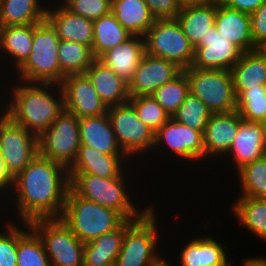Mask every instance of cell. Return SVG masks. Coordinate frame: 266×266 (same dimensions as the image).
<instances>
[{
    "label": "cell",
    "mask_w": 266,
    "mask_h": 266,
    "mask_svg": "<svg viewBox=\"0 0 266 266\" xmlns=\"http://www.w3.org/2000/svg\"><path fill=\"white\" fill-rule=\"evenodd\" d=\"M15 206L22 223L37 219L61 218L70 189L68 169L39 153L13 183Z\"/></svg>",
    "instance_id": "6da1fadb"
},
{
    "label": "cell",
    "mask_w": 266,
    "mask_h": 266,
    "mask_svg": "<svg viewBox=\"0 0 266 266\" xmlns=\"http://www.w3.org/2000/svg\"><path fill=\"white\" fill-rule=\"evenodd\" d=\"M24 83L23 81L22 84L13 88V98L9 102V106L5 108V114L15 123L39 137L64 111L63 91L58 85L57 94H59L56 96L52 90L54 83L26 82V85Z\"/></svg>",
    "instance_id": "7a4b0ae2"
},
{
    "label": "cell",
    "mask_w": 266,
    "mask_h": 266,
    "mask_svg": "<svg viewBox=\"0 0 266 266\" xmlns=\"http://www.w3.org/2000/svg\"><path fill=\"white\" fill-rule=\"evenodd\" d=\"M60 219L83 243L118 229L126 221L119 212L82 198L71 188Z\"/></svg>",
    "instance_id": "3957f363"
},
{
    "label": "cell",
    "mask_w": 266,
    "mask_h": 266,
    "mask_svg": "<svg viewBox=\"0 0 266 266\" xmlns=\"http://www.w3.org/2000/svg\"><path fill=\"white\" fill-rule=\"evenodd\" d=\"M60 39L56 29L45 19L35 23L32 48L26 61L17 69L19 79L29 83H61L58 45Z\"/></svg>",
    "instance_id": "277c9868"
},
{
    "label": "cell",
    "mask_w": 266,
    "mask_h": 266,
    "mask_svg": "<svg viewBox=\"0 0 266 266\" xmlns=\"http://www.w3.org/2000/svg\"><path fill=\"white\" fill-rule=\"evenodd\" d=\"M69 176L70 188L78 196L115 210L126 220L139 219L152 206L151 204L138 212L125 190L123 174L120 177L108 179L92 174H69Z\"/></svg>",
    "instance_id": "5b68a950"
},
{
    "label": "cell",
    "mask_w": 266,
    "mask_h": 266,
    "mask_svg": "<svg viewBox=\"0 0 266 266\" xmlns=\"http://www.w3.org/2000/svg\"><path fill=\"white\" fill-rule=\"evenodd\" d=\"M153 207L139 219L127 220V230L115 266H152L163 258L156 251L159 236Z\"/></svg>",
    "instance_id": "8992f818"
},
{
    "label": "cell",
    "mask_w": 266,
    "mask_h": 266,
    "mask_svg": "<svg viewBox=\"0 0 266 266\" xmlns=\"http://www.w3.org/2000/svg\"><path fill=\"white\" fill-rule=\"evenodd\" d=\"M190 84V93L199 98L212 113H229L237 108L231 72L228 70L183 69Z\"/></svg>",
    "instance_id": "52a82bcc"
},
{
    "label": "cell",
    "mask_w": 266,
    "mask_h": 266,
    "mask_svg": "<svg viewBox=\"0 0 266 266\" xmlns=\"http://www.w3.org/2000/svg\"><path fill=\"white\" fill-rule=\"evenodd\" d=\"M30 226L43 241L51 266H83L85 243L60 219H37Z\"/></svg>",
    "instance_id": "ba28073f"
},
{
    "label": "cell",
    "mask_w": 266,
    "mask_h": 266,
    "mask_svg": "<svg viewBox=\"0 0 266 266\" xmlns=\"http://www.w3.org/2000/svg\"><path fill=\"white\" fill-rule=\"evenodd\" d=\"M146 53L176 63L186 69L194 60V46L176 19H158L145 36Z\"/></svg>",
    "instance_id": "9c48e42d"
},
{
    "label": "cell",
    "mask_w": 266,
    "mask_h": 266,
    "mask_svg": "<svg viewBox=\"0 0 266 266\" xmlns=\"http://www.w3.org/2000/svg\"><path fill=\"white\" fill-rule=\"evenodd\" d=\"M80 145L79 118L66 110L38 137L39 154L67 169L75 162Z\"/></svg>",
    "instance_id": "30bf717a"
},
{
    "label": "cell",
    "mask_w": 266,
    "mask_h": 266,
    "mask_svg": "<svg viewBox=\"0 0 266 266\" xmlns=\"http://www.w3.org/2000/svg\"><path fill=\"white\" fill-rule=\"evenodd\" d=\"M0 119V156L14 179L39 153L38 137L5 114Z\"/></svg>",
    "instance_id": "8fae6325"
},
{
    "label": "cell",
    "mask_w": 266,
    "mask_h": 266,
    "mask_svg": "<svg viewBox=\"0 0 266 266\" xmlns=\"http://www.w3.org/2000/svg\"><path fill=\"white\" fill-rule=\"evenodd\" d=\"M107 115L122 151L128 156L153 149L155 132L138 117L133 105L128 101L108 107Z\"/></svg>",
    "instance_id": "7c38bea8"
},
{
    "label": "cell",
    "mask_w": 266,
    "mask_h": 266,
    "mask_svg": "<svg viewBox=\"0 0 266 266\" xmlns=\"http://www.w3.org/2000/svg\"><path fill=\"white\" fill-rule=\"evenodd\" d=\"M194 60L191 67L198 69L228 70L241 58L243 52L216 27L194 47Z\"/></svg>",
    "instance_id": "4fadbf2b"
},
{
    "label": "cell",
    "mask_w": 266,
    "mask_h": 266,
    "mask_svg": "<svg viewBox=\"0 0 266 266\" xmlns=\"http://www.w3.org/2000/svg\"><path fill=\"white\" fill-rule=\"evenodd\" d=\"M60 86L64 95V110L75 114L79 119L107 113L108 107L86 74L68 75Z\"/></svg>",
    "instance_id": "5bb4252c"
},
{
    "label": "cell",
    "mask_w": 266,
    "mask_h": 266,
    "mask_svg": "<svg viewBox=\"0 0 266 266\" xmlns=\"http://www.w3.org/2000/svg\"><path fill=\"white\" fill-rule=\"evenodd\" d=\"M183 71L176 63L145 53L128 83L130 97L152 95Z\"/></svg>",
    "instance_id": "9a60e30c"
},
{
    "label": "cell",
    "mask_w": 266,
    "mask_h": 266,
    "mask_svg": "<svg viewBox=\"0 0 266 266\" xmlns=\"http://www.w3.org/2000/svg\"><path fill=\"white\" fill-rule=\"evenodd\" d=\"M160 144L168 145L172 153L187 160L204 158L203 134L172 117L155 132L153 149Z\"/></svg>",
    "instance_id": "2e32d148"
},
{
    "label": "cell",
    "mask_w": 266,
    "mask_h": 266,
    "mask_svg": "<svg viewBox=\"0 0 266 266\" xmlns=\"http://www.w3.org/2000/svg\"><path fill=\"white\" fill-rule=\"evenodd\" d=\"M242 118L237 110L229 113H212L203 133L204 158L229 151Z\"/></svg>",
    "instance_id": "e0dca14e"
},
{
    "label": "cell",
    "mask_w": 266,
    "mask_h": 266,
    "mask_svg": "<svg viewBox=\"0 0 266 266\" xmlns=\"http://www.w3.org/2000/svg\"><path fill=\"white\" fill-rule=\"evenodd\" d=\"M126 154H104L94 148L81 144L77 158L68 169L69 174H92L100 178L120 177L124 172L121 162ZM123 172V173H122Z\"/></svg>",
    "instance_id": "ac0fdd59"
},
{
    "label": "cell",
    "mask_w": 266,
    "mask_h": 266,
    "mask_svg": "<svg viewBox=\"0 0 266 266\" xmlns=\"http://www.w3.org/2000/svg\"><path fill=\"white\" fill-rule=\"evenodd\" d=\"M250 26L249 14L229 8L220 1H216L215 27L243 53L257 49L252 40Z\"/></svg>",
    "instance_id": "d6986e66"
},
{
    "label": "cell",
    "mask_w": 266,
    "mask_h": 266,
    "mask_svg": "<svg viewBox=\"0 0 266 266\" xmlns=\"http://www.w3.org/2000/svg\"><path fill=\"white\" fill-rule=\"evenodd\" d=\"M145 53L144 37L131 36L125 42L104 52L98 60L129 83Z\"/></svg>",
    "instance_id": "ffe728a7"
},
{
    "label": "cell",
    "mask_w": 266,
    "mask_h": 266,
    "mask_svg": "<svg viewBox=\"0 0 266 266\" xmlns=\"http://www.w3.org/2000/svg\"><path fill=\"white\" fill-rule=\"evenodd\" d=\"M226 154L233 156L232 159L234 160V165L237 166L235 167L237 171L244 165L264 157L266 150L262 123L242 119L239 130Z\"/></svg>",
    "instance_id": "44dd1931"
},
{
    "label": "cell",
    "mask_w": 266,
    "mask_h": 266,
    "mask_svg": "<svg viewBox=\"0 0 266 266\" xmlns=\"http://www.w3.org/2000/svg\"><path fill=\"white\" fill-rule=\"evenodd\" d=\"M46 19L56 29L60 40L88 45L92 48L93 21L67 10L63 5L47 8Z\"/></svg>",
    "instance_id": "7402d4cb"
},
{
    "label": "cell",
    "mask_w": 266,
    "mask_h": 266,
    "mask_svg": "<svg viewBox=\"0 0 266 266\" xmlns=\"http://www.w3.org/2000/svg\"><path fill=\"white\" fill-rule=\"evenodd\" d=\"M107 107L121 105L129 101L128 83L111 68L95 59L85 73Z\"/></svg>",
    "instance_id": "603a6c76"
},
{
    "label": "cell",
    "mask_w": 266,
    "mask_h": 266,
    "mask_svg": "<svg viewBox=\"0 0 266 266\" xmlns=\"http://www.w3.org/2000/svg\"><path fill=\"white\" fill-rule=\"evenodd\" d=\"M81 144L104 154H125L120 148L106 114L79 119Z\"/></svg>",
    "instance_id": "cb8c5ba5"
},
{
    "label": "cell",
    "mask_w": 266,
    "mask_h": 266,
    "mask_svg": "<svg viewBox=\"0 0 266 266\" xmlns=\"http://www.w3.org/2000/svg\"><path fill=\"white\" fill-rule=\"evenodd\" d=\"M216 1L210 3L183 4L176 20L184 34L195 47L215 27Z\"/></svg>",
    "instance_id": "d4e9b609"
},
{
    "label": "cell",
    "mask_w": 266,
    "mask_h": 266,
    "mask_svg": "<svg viewBox=\"0 0 266 266\" xmlns=\"http://www.w3.org/2000/svg\"><path fill=\"white\" fill-rule=\"evenodd\" d=\"M111 12L132 36L144 37L157 20L144 0H112Z\"/></svg>",
    "instance_id": "484cf974"
},
{
    "label": "cell",
    "mask_w": 266,
    "mask_h": 266,
    "mask_svg": "<svg viewBox=\"0 0 266 266\" xmlns=\"http://www.w3.org/2000/svg\"><path fill=\"white\" fill-rule=\"evenodd\" d=\"M211 236L191 240L180 254L181 266H229L224 245Z\"/></svg>",
    "instance_id": "4316f807"
},
{
    "label": "cell",
    "mask_w": 266,
    "mask_h": 266,
    "mask_svg": "<svg viewBox=\"0 0 266 266\" xmlns=\"http://www.w3.org/2000/svg\"><path fill=\"white\" fill-rule=\"evenodd\" d=\"M127 220L116 230L85 243L83 266H112L116 264Z\"/></svg>",
    "instance_id": "83f0119b"
},
{
    "label": "cell",
    "mask_w": 266,
    "mask_h": 266,
    "mask_svg": "<svg viewBox=\"0 0 266 266\" xmlns=\"http://www.w3.org/2000/svg\"><path fill=\"white\" fill-rule=\"evenodd\" d=\"M230 72L234 91L266 86V58L258 49L244 52Z\"/></svg>",
    "instance_id": "f1b7e54d"
},
{
    "label": "cell",
    "mask_w": 266,
    "mask_h": 266,
    "mask_svg": "<svg viewBox=\"0 0 266 266\" xmlns=\"http://www.w3.org/2000/svg\"><path fill=\"white\" fill-rule=\"evenodd\" d=\"M132 35L117 21L112 12L93 21L92 52L98 59L104 52L125 42Z\"/></svg>",
    "instance_id": "f546056e"
},
{
    "label": "cell",
    "mask_w": 266,
    "mask_h": 266,
    "mask_svg": "<svg viewBox=\"0 0 266 266\" xmlns=\"http://www.w3.org/2000/svg\"><path fill=\"white\" fill-rule=\"evenodd\" d=\"M39 0H0L3 27L40 23L46 19L47 8Z\"/></svg>",
    "instance_id": "4dcf8cb0"
},
{
    "label": "cell",
    "mask_w": 266,
    "mask_h": 266,
    "mask_svg": "<svg viewBox=\"0 0 266 266\" xmlns=\"http://www.w3.org/2000/svg\"><path fill=\"white\" fill-rule=\"evenodd\" d=\"M61 82L68 75L85 74L95 57L90 46L60 40L58 45Z\"/></svg>",
    "instance_id": "1f68e13d"
},
{
    "label": "cell",
    "mask_w": 266,
    "mask_h": 266,
    "mask_svg": "<svg viewBox=\"0 0 266 266\" xmlns=\"http://www.w3.org/2000/svg\"><path fill=\"white\" fill-rule=\"evenodd\" d=\"M35 23L29 25L6 26L2 28L1 49L14 59L18 69L28 58L32 48Z\"/></svg>",
    "instance_id": "d6a6232c"
},
{
    "label": "cell",
    "mask_w": 266,
    "mask_h": 266,
    "mask_svg": "<svg viewBox=\"0 0 266 266\" xmlns=\"http://www.w3.org/2000/svg\"><path fill=\"white\" fill-rule=\"evenodd\" d=\"M23 224L28 230L17 228V266H51L40 236L29 223Z\"/></svg>",
    "instance_id": "836d02e7"
},
{
    "label": "cell",
    "mask_w": 266,
    "mask_h": 266,
    "mask_svg": "<svg viewBox=\"0 0 266 266\" xmlns=\"http://www.w3.org/2000/svg\"><path fill=\"white\" fill-rule=\"evenodd\" d=\"M236 201L232 209L238 221L266 241V199L241 196Z\"/></svg>",
    "instance_id": "e575fe53"
},
{
    "label": "cell",
    "mask_w": 266,
    "mask_h": 266,
    "mask_svg": "<svg viewBox=\"0 0 266 266\" xmlns=\"http://www.w3.org/2000/svg\"><path fill=\"white\" fill-rule=\"evenodd\" d=\"M190 93V84L187 75L182 71L171 82L155 90L152 96L172 117Z\"/></svg>",
    "instance_id": "d590c367"
},
{
    "label": "cell",
    "mask_w": 266,
    "mask_h": 266,
    "mask_svg": "<svg viewBox=\"0 0 266 266\" xmlns=\"http://www.w3.org/2000/svg\"><path fill=\"white\" fill-rule=\"evenodd\" d=\"M242 195L266 199V155L241 167L238 171Z\"/></svg>",
    "instance_id": "8d00e7d4"
},
{
    "label": "cell",
    "mask_w": 266,
    "mask_h": 266,
    "mask_svg": "<svg viewBox=\"0 0 266 266\" xmlns=\"http://www.w3.org/2000/svg\"><path fill=\"white\" fill-rule=\"evenodd\" d=\"M237 108L240 117L250 122L263 123L266 121V86L235 91Z\"/></svg>",
    "instance_id": "74e56055"
},
{
    "label": "cell",
    "mask_w": 266,
    "mask_h": 266,
    "mask_svg": "<svg viewBox=\"0 0 266 266\" xmlns=\"http://www.w3.org/2000/svg\"><path fill=\"white\" fill-rule=\"evenodd\" d=\"M211 115L212 112L208 107L195 95L189 93L172 118L203 134Z\"/></svg>",
    "instance_id": "f35d334b"
},
{
    "label": "cell",
    "mask_w": 266,
    "mask_h": 266,
    "mask_svg": "<svg viewBox=\"0 0 266 266\" xmlns=\"http://www.w3.org/2000/svg\"><path fill=\"white\" fill-rule=\"evenodd\" d=\"M139 119L156 132L171 117L152 95L130 97Z\"/></svg>",
    "instance_id": "ab89813d"
},
{
    "label": "cell",
    "mask_w": 266,
    "mask_h": 266,
    "mask_svg": "<svg viewBox=\"0 0 266 266\" xmlns=\"http://www.w3.org/2000/svg\"><path fill=\"white\" fill-rule=\"evenodd\" d=\"M62 5L67 10L94 21L111 12L112 0H65Z\"/></svg>",
    "instance_id": "60d3db41"
},
{
    "label": "cell",
    "mask_w": 266,
    "mask_h": 266,
    "mask_svg": "<svg viewBox=\"0 0 266 266\" xmlns=\"http://www.w3.org/2000/svg\"><path fill=\"white\" fill-rule=\"evenodd\" d=\"M5 227L9 232L0 233V266H17V227L13 223Z\"/></svg>",
    "instance_id": "b9f144b4"
},
{
    "label": "cell",
    "mask_w": 266,
    "mask_h": 266,
    "mask_svg": "<svg viewBox=\"0 0 266 266\" xmlns=\"http://www.w3.org/2000/svg\"><path fill=\"white\" fill-rule=\"evenodd\" d=\"M151 13L158 19H176L181 11V0H144Z\"/></svg>",
    "instance_id": "7bdbcfd3"
},
{
    "label": "cell",
    "mask_w": 266,
    "mask_h": 266,
    "mask_svg": "<svg viewBox=\"0 0 266 266\" xmlns=\"http://www.w3.org/2000/svg\"><path fill=\"white\" fill-rule=\"evenodd\" d=\"M250 25L253 43L259 47L266 41V0L250 15Z\"/></svg>",
    "instance_id": "ee69618b"
},
{
    "label": "cell",
    "mask_w": 266,
    "mask_h": 266,
    "mask_svg": "<svg viewBox=\"0 0 266 266\" xmlns=\"http://www.w3.org/2000/svg\"><path fill=\"white\" fill-rule=\"evenodd\" d=\"M225 6L251 15L265 0H219Z\"/></svg>",
    "instance_id": "f6af8a7d"
},
{
    "label": "cell",
    "mask_w": 266,
    "mask_h": 266,
    "mask_svg": "<svg viewBox=\"0 0 266 266\" xmlns=\"http://www.w3.org/2000/svg\"><path fill=\"white\" fill-rule=\"evenodd\" d=\"M13 183V178L6 172L5 166H4V160L2 159V157L0 156V192L1 191H5L8 190L7 187L11 186V188L9 187V189L12 190V188L14 189V187H12Z\"/></svg>",
    "instance_id": "bcb514c9"
},
{
    "label": "cell",
    "mask_w": 266,
    "mask_h": 266,
    "mask_svg": "<svg viewBox=\"0 0 266 266\" xmlns=\"http://www.w3.org/2000/svg\"><path fill=\"white\" fill-rule=\"evenodd\" d=\"M243 266H266V257L248 258Z\"/></svg>",
    "instance_id": "7dc6e473"
},
{
    "label": "cell",
    "mask_w": 266,
    "mask_h": 266,
    "mask_svg": "<svg viewBox=\"0 0 266 266\" xmlns=\"http://www.w3.org/2000/svg\"><path fill=\"white\" fill-rule=\"evenodd\" d=\"M183 4L210 3L219 0H181Z\"/></svg>",
    "instance_id": "c3c4849f"
},
{
    "label": "cell",
    "mask_w": 266,
    "mask_h": 266,
    "mask_svg": "<svg viewBox=\"0 0 266 266\" xmlns=\"http://www.w3.org/2000/svg\"><path fill=\"white\" fill-rule=\"evenodd\" d=\"M257 49L266 58V41L263 42L259 47H257Z\"/></svg>",
    "instance_id": "681fc988"
},
{
    "label": "cell",
    "mask_w": 266,
    "mask_h": 266,
    "mask_svg": "<svg viewBox=\"0 0 266 266\" xmlns=\"http://www.w3.org/2000/svg\"><path fill=\"white\" fill-rule=\"evenodd\" d=\"M152 266H172V265L168 264V262L165 259L163 260L161 258L158 262H156Z\"/></svg>",
    "instance_id": "f907efd6"
},
{
    "label": "cell",
    "mask_w": 266,
    "mask_h": 266,
    "mask_svg": "<svg viewBox=\"0 0 266 266\" xmlns=\"http://www.w3.org/2000/svg\"><path fill=\"white\" fill-rule=\"evenodd\" d=\"M263 126V139H264V147L266 150V121L262 123Z\"/></svg>",
    "instance_id": "816d5d0a"
},
{
    "label": "cell",
    "mask_w": 266,
    "mask_h": 266,
    "mask_svg": "<svg viewBox=\"0 0 266 266\" xmlns=\"http://www.w3.org/2000/svg\"><path fill=\"white\" fill-rule=\"evenodd\" d=\"M2 23H1V20H0V49H1V37H2Z\"/></svg>",
    "instance_id": "f5cc1de1"
}]
</instances>
